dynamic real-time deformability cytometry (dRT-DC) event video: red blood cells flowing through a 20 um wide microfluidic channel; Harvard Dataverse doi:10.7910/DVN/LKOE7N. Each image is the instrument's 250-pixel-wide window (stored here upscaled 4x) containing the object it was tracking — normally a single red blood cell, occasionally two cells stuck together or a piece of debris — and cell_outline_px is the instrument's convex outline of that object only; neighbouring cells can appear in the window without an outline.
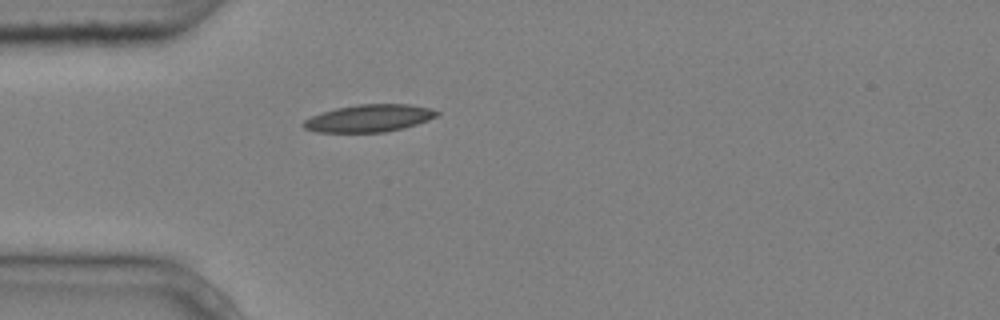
{"species": "common noctule bat (a hibernating species)", "species_latin": "Nyctalus noctula", "temperature_condition": "cold", "stored_images_in_passage": 1, "camera_frame_rate_fps": 3000, "um_per_image_px": 0.085, "animal": {"sex": "male", "body_mass_g": 20.4}, "frame": {"image": 1, "passage_image": 1, "time_ms": 0.0, "image_size_px": [1000, 320], "cell_outline_px": [[440, 112], [436, 116], [428, 120], [404, 128], [384, 132], [316, 132], [304, 128], [304, 120], [312, 116], [336, 108], [360, 104], [408, 104], [432, 108]], "centroid_in_image_um": [31.41, 10.05], "position_along_channel_um": 53.6, "area_um2": 21.1}}